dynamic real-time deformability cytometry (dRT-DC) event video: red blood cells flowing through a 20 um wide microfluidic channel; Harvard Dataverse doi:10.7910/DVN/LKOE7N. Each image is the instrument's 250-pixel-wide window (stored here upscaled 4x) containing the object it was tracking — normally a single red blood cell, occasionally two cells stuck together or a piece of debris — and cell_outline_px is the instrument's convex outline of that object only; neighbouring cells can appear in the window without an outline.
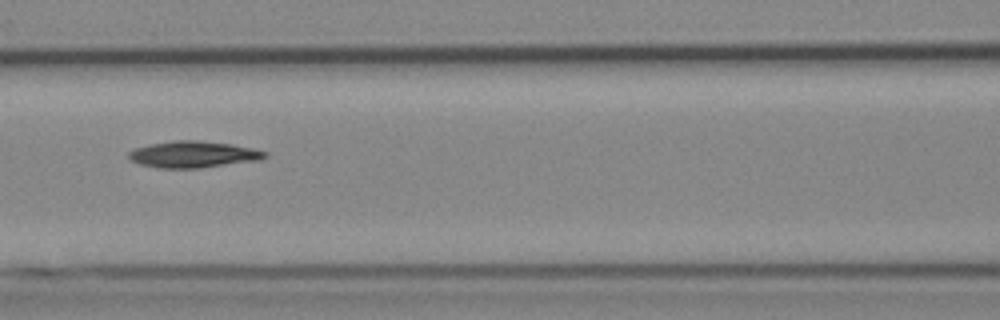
{"species": "Egyptian fruit bat (a non-hibernating species)", "species_latin": "Rousettus aegyptiacus", "temperature_condition": "cold", "stored_images_in_passage": 6, "camera_frame_rate_fps": 3000, "um_per_image_px": 0.085, "animal": {"sex": "female"}, "frame": {"image": 1, "passage_image": 4, "time_ms": 3.333, "image_size_px": [1000, 320], "cell_outline_px": [[268, 156], [260, 160], [200, 168], [160, 168], [140, 164], [132, 160], [128, 156], [128, 152], [136, 148], [148, 144], [172, 140], [196, 140], [232, 144], [252, 148], [268, 152]], "centroid_in_image_um": [16.45, 13.12], "position_along_channel_um": 150.2, "area_um2": 21.1}}
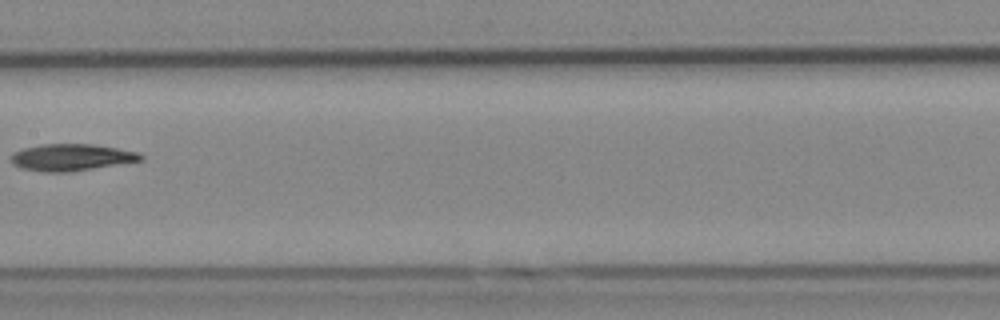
{"frame": {"image": 2, "passage_image": 5, "time_ms": 4.667, "image_size_px": [1000, 320], "cell_outline_px": [[144, 160], [72, 172], [44, 172], [20, 168], [12, 164], [12, 152], [24, 148], [44, 144], [92, 144], [140, 152], [144, 156]], "centroid_in_image_um": [6.09, 13.38], "position_along_channel_um": 201.3, "area_um2": 20.4}}